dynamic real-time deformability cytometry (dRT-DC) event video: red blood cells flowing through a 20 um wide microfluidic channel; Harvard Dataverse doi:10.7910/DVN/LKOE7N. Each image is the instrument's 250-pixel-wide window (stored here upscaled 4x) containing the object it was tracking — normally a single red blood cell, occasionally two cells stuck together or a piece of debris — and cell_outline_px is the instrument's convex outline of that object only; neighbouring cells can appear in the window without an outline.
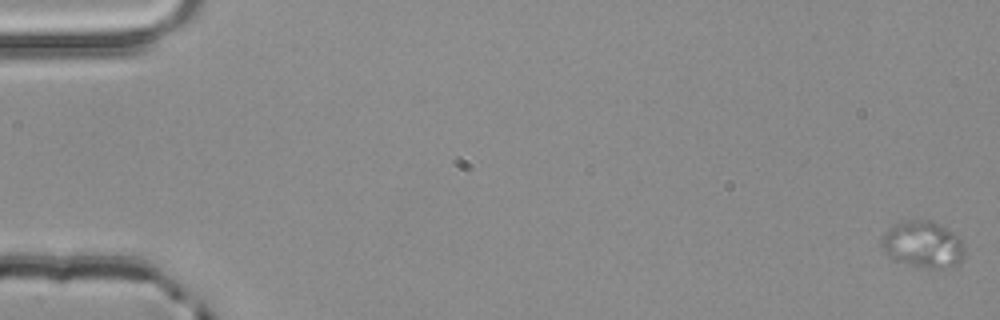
{"species": "common noctule bat (a hibernating species)", "species_latin": "Nyctalus noctula", "temperature_condition": "room temperature", "stored_images_in_passage": 5, "camera_frame_rate_fps": 3000, "um_per_image_px": 0.085, "animal": {"sex": "male", "body_mass_g": 20.4}, "frame": {"image": 1, "passage_image": 1, "time_ms": 0.0, "image_size_px": [1000, 320], "cell_outline_px": [[964, 260], [944, 268], [928, 268], [896, 260], [884, 248], [884, 232], [892, 224], [904, 220], [932, 220], [952, 232], [964, 240]], "centroid_in_image_um": [78.52, 20.74], "position_along_channel_um": 6.5, "area_um2": 22.14}}
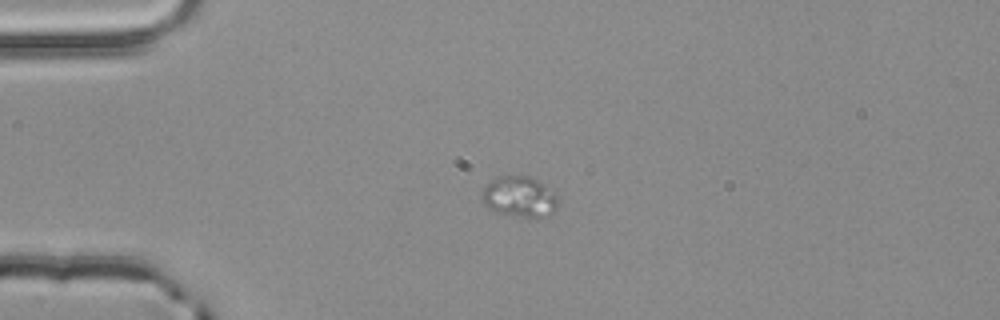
{"frame": {"image": 2, "passage_image": 4, "time_ms": 1.0, "image_size_px": [1000, 320], "cell_outline_px": [[560, 204], [548, 216], [520, 216], [496, 212], [488, 208], [480, 200], [480, 192], [488, 180], [496, 176], [528, 176], [540, 180], [556, 192], [560, 200]], "centroid_in_image_um": [44.14, 16.69], "position_along_channel_um": 40.9, "area_um2": 18.61}}